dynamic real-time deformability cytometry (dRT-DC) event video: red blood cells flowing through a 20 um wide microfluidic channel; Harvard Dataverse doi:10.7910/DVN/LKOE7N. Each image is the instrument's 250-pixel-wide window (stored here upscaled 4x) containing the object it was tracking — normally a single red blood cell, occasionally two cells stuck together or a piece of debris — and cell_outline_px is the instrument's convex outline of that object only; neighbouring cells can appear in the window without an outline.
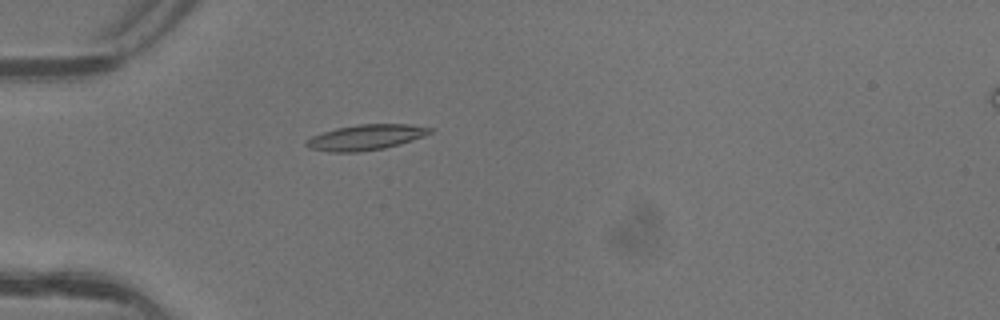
{"species": "common noctule bat (a hibernating species)", "species_latin": "Nyctalus noctula", "temperature_condition": "warm", "stored_images_in_passage": 5, "camera_frame_rate_fps": 3000, "um_per_image_px": 0.085, "animal": {"sex": "female"}, "frame": {"image": 1, "passage_image": 5, "time_ms": 1.333, "image_size_px": [1000, 320], "cell_outline_px": [[436, 128], [432, 132], [424, 136], [400, 144], [384, 148], [360, 152], [328, 152], [308, 148], [304, 144], [304, 140], [312, 136], [336, 128], [356, 124], [408, 124]], "centroid_in_image_um": [31.08, 11.67], "position_along_channel_um": 53.9, "area_um2": 18.55}}